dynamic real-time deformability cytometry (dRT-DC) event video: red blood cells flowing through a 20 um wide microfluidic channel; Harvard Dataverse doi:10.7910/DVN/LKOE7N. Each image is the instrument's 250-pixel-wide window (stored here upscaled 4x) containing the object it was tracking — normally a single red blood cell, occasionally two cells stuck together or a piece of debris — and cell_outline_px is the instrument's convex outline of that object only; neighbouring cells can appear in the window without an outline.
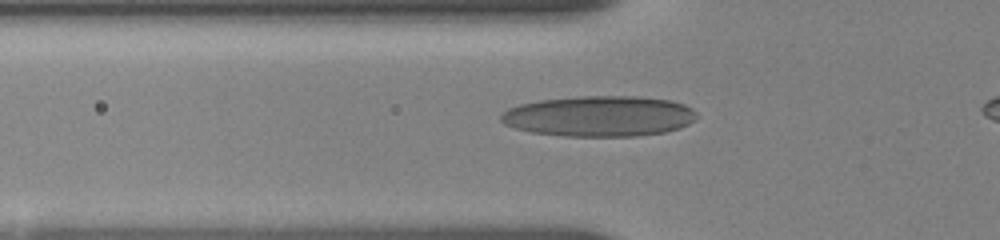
{"species": "human", "species_latin": "Homo sapiens", "temperature_condition": "room temperature", "stored_images_in_passage": 57, "camera_frame_rate_fps": 3000, "um_per_image_px": 0.085, "donor": {"sex": "female"}, "frame": {"image": 1, "passage_image": 11, "time_ms": 2.667, "image_size_px": [1000, 240], "cell_outline_px": [[696, 120], [680, 128], [664, 132], [636, 136], [564, 136], [532, 132], [516, 128], [504, 124], [500, 120], [500, 116], [508, 108], [520, 104], [540, 100], [576, 96], [636, 96], [672, 100], [684, 104], [692, 108], [696, 112]], "centroid_in_image_um": [50.96, 9.87], "position_along_channel_um": 74.8, "area_um2": 46.53}}
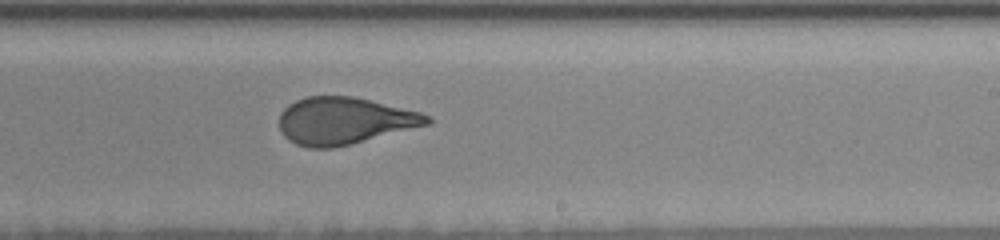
{"frame": {"image": 2, "passage_image": 34, "time_ms": 7.667, "image_size_px": [1000, 240], "cell_outline_px": [[432, 124], [352, 144], [332, 148], [308, 148], [296, 144], [288, 140], [280, 132], [280, 112], [288, 104], [296, 100], [308, 96], [352, 96], [420, 112], [428, 116], [432, 120]], "centroid_in_image_um": [29.25, 10.28], "position_along_channel_um": 259.7, "area_um2": 40.69}}
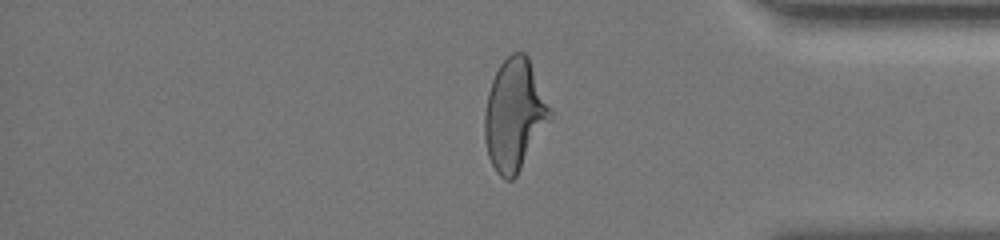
{"frame": {"image": 3, "passage_image": 52, "time_ms": 11.667, "image_size_px": [1000, 240], "cell_outline_px": [[552, 120], [516, 176], [512, 180], [504, 180], [496, 172], [488, 156], [484, 136], [484, 112], [488, 92], [492, 80], [500, 64], [512, 52], [524, 52], [528, 56], [552, 112]], "centroid_in_image_um": [43.73, 9.78], "position_along_channel_um": 391.5, "area_um2": 42.66}}